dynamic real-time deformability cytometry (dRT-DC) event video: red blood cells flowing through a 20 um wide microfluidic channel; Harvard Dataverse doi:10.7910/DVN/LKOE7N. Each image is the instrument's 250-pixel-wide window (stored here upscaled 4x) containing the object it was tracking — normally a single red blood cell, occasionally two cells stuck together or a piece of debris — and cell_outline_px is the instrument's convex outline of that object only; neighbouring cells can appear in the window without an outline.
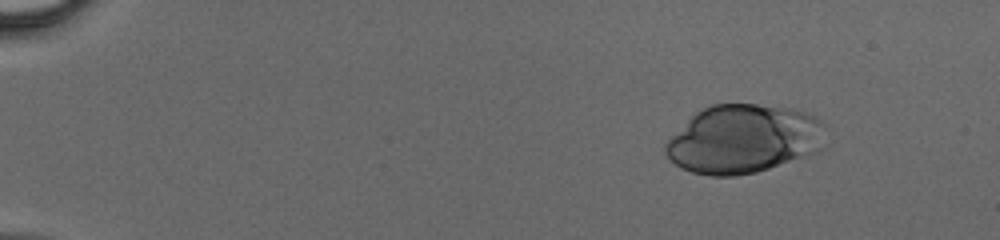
{"species": "human", "species_latin": "Homo sapiens", "temperature_condition": "cold", "stored_images_in_passage": 47, "camera_frame_rate_fps": 3000, "um_per_image_px": 0.085, "donor": {"sex": "male"}, "frame": {"image": 1, "passage_image": 7, "time_ms": 2.0, "image_size_px": [1000, 240], "cell_outline_px": [[824, 124], [820, 148], [816, 152], [756, 172], [736, 176], [708, 176], [692, 172], [680, 168], [664, 152], [664, 144], [696, 112], [712, 104], [756, 104], [792, 108], [808, 112], [820, 120]], "centroid_in_image_um": [63.18, 11.81], "position_along_channel_um": 21.8, "area_um2": 63.58}}